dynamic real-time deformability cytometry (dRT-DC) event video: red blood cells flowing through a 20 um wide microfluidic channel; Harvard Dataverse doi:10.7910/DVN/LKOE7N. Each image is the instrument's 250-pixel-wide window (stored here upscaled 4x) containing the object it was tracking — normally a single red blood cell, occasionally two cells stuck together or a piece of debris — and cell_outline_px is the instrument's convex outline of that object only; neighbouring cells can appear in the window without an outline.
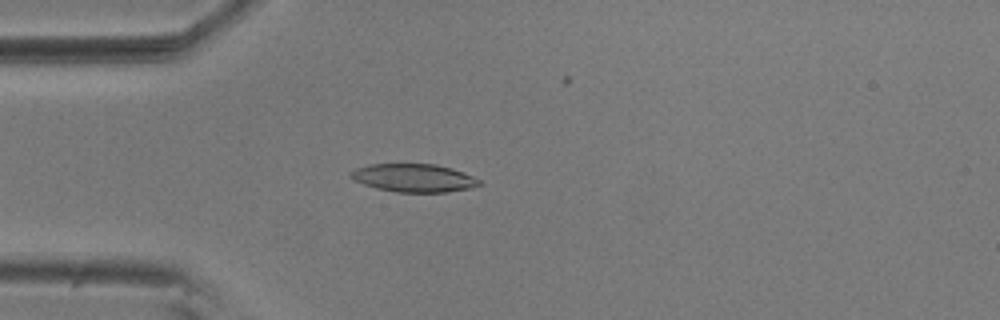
{"species": "common noctule bat (a hibernating species)", "species_latin": "Nyctalus noctula", "temperature_condition": "room temperature", "stored_images_in_passage": 30, "camera_frame_rate_fps": 3000, "um_per_image_px": 0.085, "animal": {"sex": "male", "body_mass_g": 20.5, "forearm_length_mm": 52.5}, "frame": {"image": 1, "passage_image": 2, "time_ms": 0.333, "image_size_px": [1000, 320], "cell_outline_px": [[484, 184], [468, 188], [444, 192], [396, 192], [376, 188], [364, 184], [348, 176], [348, 172], [356, 168], [368, 164], [436, 164], [452, 168], [464, 172], [480, 180]], "centroid_in_image_um": [35.16, 15.11], "position_along_channel_um": 49.8, "area_um2": 21.1}}
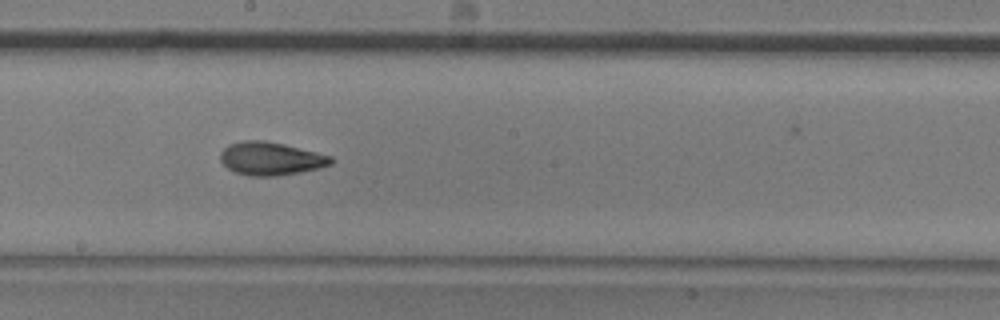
{"frame": {"image": 2, "passage_image": 17, "time_ms": 5.333, "image_size_px": [1000, 320], "cell_outline_px": [[332, 164], [320, 168], [300, 172], [276, 176], [252, 176], [236, 172], [228, 168], [220, 160], [220, 152], [228, 144], [244, 140], [264, 140], [284, 144], [332, 156]], "centroid_in_image_um": [23.01, 13.47], "position_along_channel_um": 225.2, "area_um2": 21.33}}
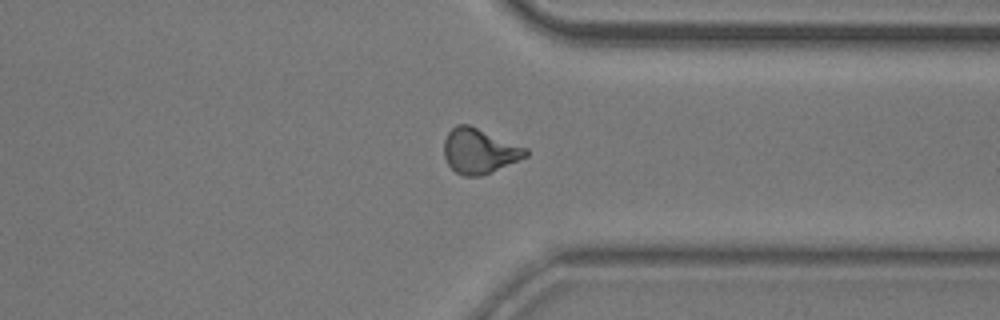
{"frame": {"image": 3, "passage_image": 29, "time_ms": 9.333, "image_size_px": [1000, 320], "cell_outline_px": [[528, 156], [480, 176], [464, 176], [456, 172], [448, 164], [444, 156], [444, 140], [448, 132], [456, 124], [468, 124], [528, 148]], "centroid_in_image_um": [40.73, 12.82], "position_along_channel_um": 370.7, "area_um2": 21.27}}